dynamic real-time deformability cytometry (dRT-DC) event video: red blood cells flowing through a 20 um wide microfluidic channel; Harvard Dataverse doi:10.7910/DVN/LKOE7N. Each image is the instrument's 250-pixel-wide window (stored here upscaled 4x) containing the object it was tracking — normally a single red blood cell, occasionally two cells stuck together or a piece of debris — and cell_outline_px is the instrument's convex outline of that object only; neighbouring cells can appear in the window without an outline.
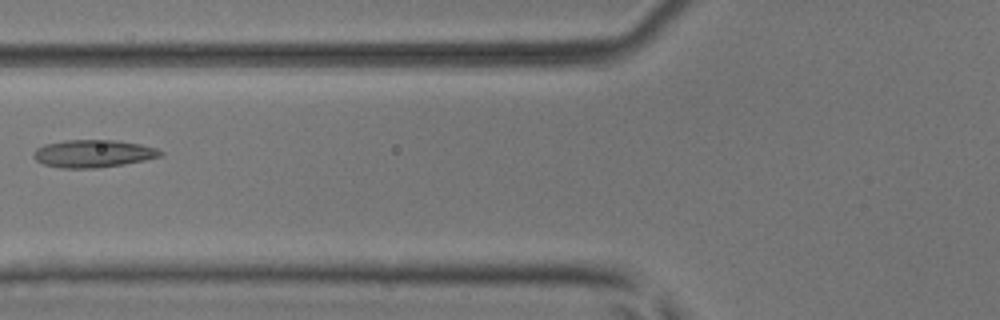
{"species": "common noctule bat (a hibernating species)", "species_latin": "Nyctalus noctula", "temperature_condition": "room temperature", "stored_images_in_passage": 7, "camera_frame_rate_fps": 3000, "um_per_image_px": 0.085, "animal": {"sex": "male", "body_mass_g": 17.9, "forearm_length_mm": 54.2}, "frame": {"image": 1, "passage_image": 6, "time_ms": 1.667, "image_size_px": [1000, 320], "cell_outline_px": [[164, 152], [160, 156], [144, 160], [124, 164], [96, 168], [60, 168], [44, 164], [36, 160], [32, 156], [36, 148], [44, 144], [64, 140], [116, 140], [140, 144], [156, 148]], "centroid_in_image_um": [7.89, 13.05], "position_along_channel_um": 117.9, "area_um2": 20.4}}
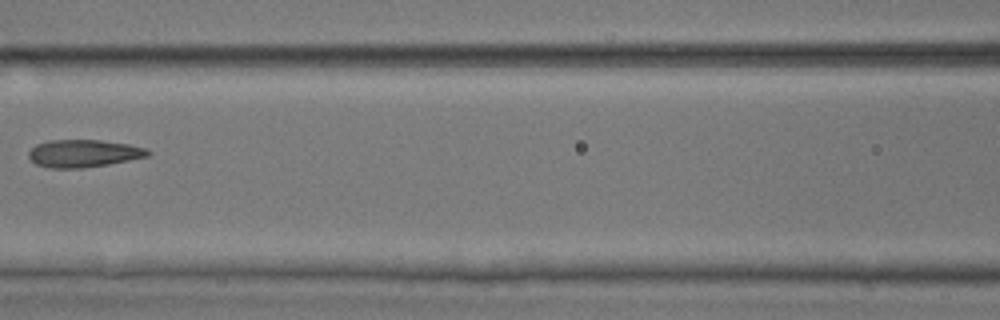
{"frame": {"image": 2, "passage_image": 7, "time_ms": 2.0, "image_size_px": [1000, 320], "cell_outline_px": [[152, 152], [148, 156], [108, 164], [80, 168], [48, 168], [36, 164], [28, 156], [28, 152], [36, 144], [48, 140], [100, 140], [128, 144], [144, 148]], "centroid_in_image_um": [7.07, 13.03], "position_along_channel_um": 159.5, "area_um2": 19.02}}